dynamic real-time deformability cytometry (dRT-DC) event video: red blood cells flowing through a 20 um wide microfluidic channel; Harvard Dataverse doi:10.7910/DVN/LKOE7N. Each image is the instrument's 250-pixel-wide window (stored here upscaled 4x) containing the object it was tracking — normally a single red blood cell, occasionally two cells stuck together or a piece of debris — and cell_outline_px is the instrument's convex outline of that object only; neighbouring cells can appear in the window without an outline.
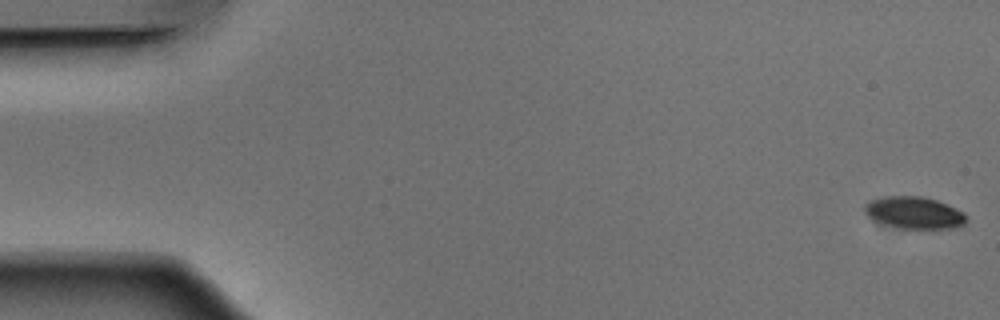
{"species": "Egyptian fruit bat (a non-hibernating species)", "species_latin": "Rousettus aegyptiacus", "temperature_condition": "warm", "stored_images_in_passage": 13, "camera_frame_rate_fps": 3000, "um_per_image_px": 0.085, "animal": {"sex": "male"}, "frame": {"image": 1, "passage_image": 1, "time_ms": 0.0, "image_size_px": [1000, 320], "cell_outline_px": [[968, 220], [964, 224], [956, 228], [904, 228], [884, 224], [872, 220], [864, 212], [864, 204], [868, 200], [884, 196], [920, 196], [936, 200], [956, 208], [964, 212]], "centroid_in_image_um": [77.69, 18.07], "position_along_channel_um": 7.3, "area_um2": 19.07}}